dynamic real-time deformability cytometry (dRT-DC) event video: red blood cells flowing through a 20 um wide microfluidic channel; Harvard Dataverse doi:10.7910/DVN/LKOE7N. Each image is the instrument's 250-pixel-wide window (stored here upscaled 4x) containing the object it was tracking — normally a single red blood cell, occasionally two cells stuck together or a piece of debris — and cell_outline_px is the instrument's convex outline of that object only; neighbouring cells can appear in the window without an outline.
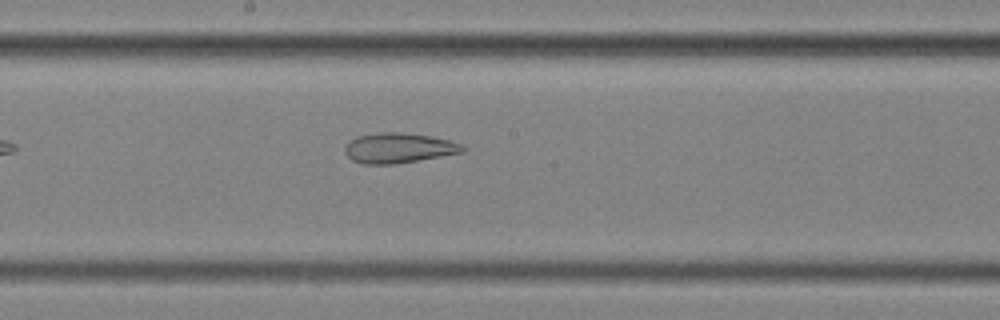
{"species": "common noctule bat (a hibernating species)", "species_latin": "Nyctalus noctula", "temperature_condition": "cold", "stored_images_in_passage": 34, "camera_frame_rate_fps": 3000, "um_per_image_px": 0.085, "animal": {"sex": "female", "body_mass_g": 25.1}, "frame": {"image": 1, "passage_image": 15, "time_ms": 4.667, "image_size_px": [1000, 320], "cell_outline_px": [[464, 152], [396, 164], [364, 164], [352, 160], [344, 152], [344, 148], [348, 140], [356, 136], [380, 132], [404, 132], [428, 136], [448, 140], [464, 144]], "centroid_in_image_um": [33.85, 12.57], "position_along_channel_um": 214.4, "area_um2": 20.75}}
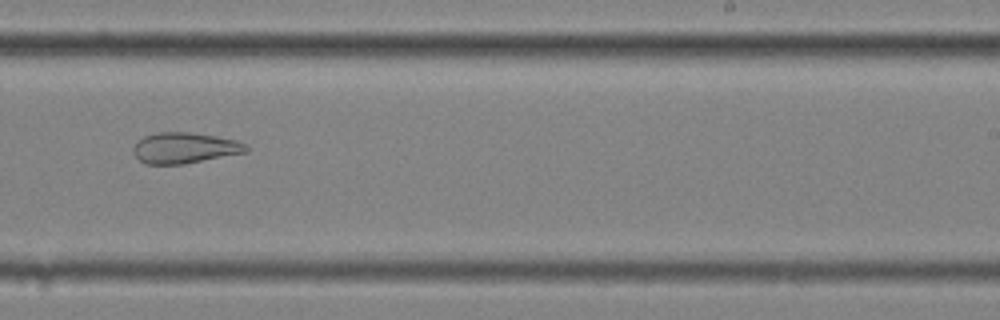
{"frame": {"image": 2, "passage_image": 20, "time_ms": 6.333, "image_size_px": [1000, 320], "cell_outline_px": [[248, 152], [184, 164], [148, 164], [140, 160], [132, 152], [132, 148], [144, 136], [156, 132], [188, 132], [216, 136], [236, 140], [244, 144], [248, 148]], "centroid_in_image_um": [15.69, 12.57], "position_along_channel_um": 273.3, "area_um2": 20.17}}
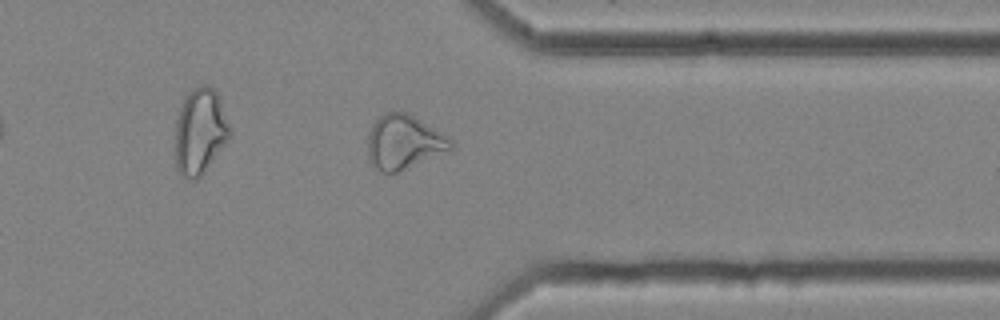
{"frame": {"image": 3, "passage_image": 29, "time_ms": 9.333, "image_size_px": [1000, 320], "cell_outline_px": [[456, 144], [452, 148], [396, 172], [380, 172], [372, 164], [368, 156], [368, 136], [372, 124], [380, 116], [388, 112], [408, 112], [448, 136]], "centroid_in_image_um": [34.32, 12.05], "position_along_channel_um": 377.1, "area_um2": 25.78}, "authors_computed_cell_mechanics": {"area_um2": 22.7443, "velocity_mm_per_s": 3.5497, "shape_relaxation_time_tau1_ms": null, "shape_relaxation_time_tau2_ms": 3.1132, "deformation_change_tau1": null, "deformation_change_tau2": 0.1169}}